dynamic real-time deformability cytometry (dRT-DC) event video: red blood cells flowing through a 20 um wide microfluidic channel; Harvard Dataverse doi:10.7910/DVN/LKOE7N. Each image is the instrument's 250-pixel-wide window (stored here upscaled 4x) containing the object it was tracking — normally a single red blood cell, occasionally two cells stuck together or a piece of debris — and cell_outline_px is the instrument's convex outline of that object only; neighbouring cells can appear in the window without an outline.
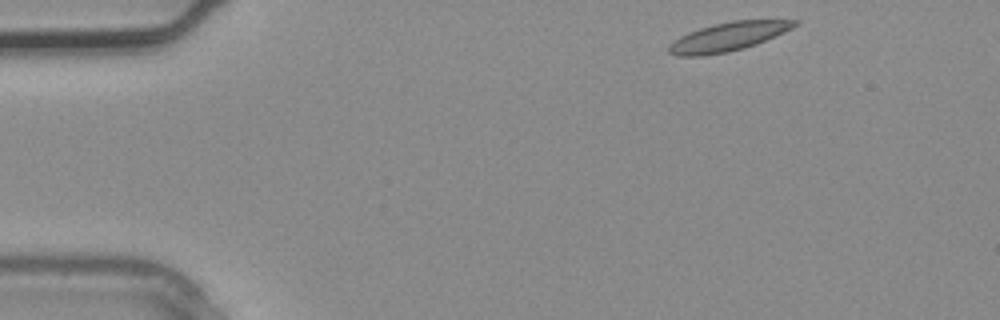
{"species": "common noctule bat (a hibernating species)", "species_latin": "Nyctalus noctula", "temperature_condition": "warm", "stored_images_in_passage": 3, "camera_frame_rate_fps": 3000, "um_per_image_px": 0.085, "animal": {"sex": "male", "body_mass_g": 20.4}, "frame": {"image": 1, "passage_image": 1, "time_ms": 0.0, "image_size_px": [1000, 320], "cell_outline_px": [[800, 24], [776, 36], [756, 44], [744, 48], [728, 52], [700, 56], [676, 56], [668, 52], [668, 44], [680, 36], [688, 32], [712, 24], [732, 20], [800, 20]], "centroid_in_image_um": [61.88, 3.12], "position_along_channel_um": 23.1, "area_um2": 21.21}}